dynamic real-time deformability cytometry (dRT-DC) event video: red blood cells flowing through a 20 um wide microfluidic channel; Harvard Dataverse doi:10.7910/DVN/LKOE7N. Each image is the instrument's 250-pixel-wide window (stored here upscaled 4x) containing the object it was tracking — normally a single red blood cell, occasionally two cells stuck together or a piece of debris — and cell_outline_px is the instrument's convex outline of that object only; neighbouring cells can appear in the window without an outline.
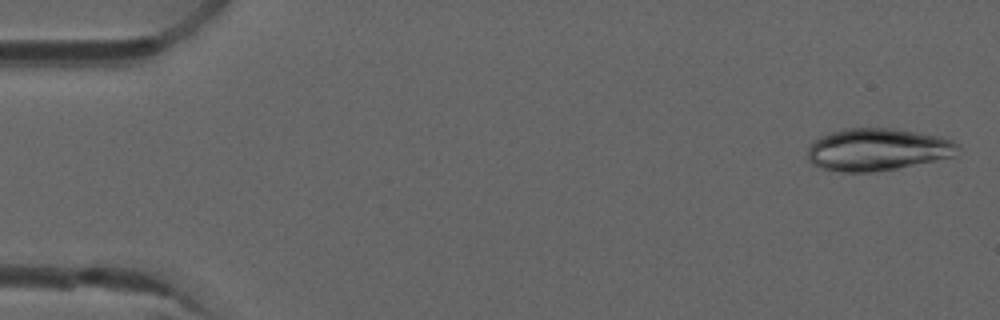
{"species": "common noctule bat (a hibernating species)", "species_latin": "Nyctalus noctula", "temperature_condition": "room temperature", "stored_images_in_passage": 11, "camera_frame_rate_fps": 3000, "um_per_image_px": 0.085, "animal": {"sex": "male", "forearm_length_mm": 52.5}, "frame": {"image": 1, "passage_image": 1, "time_ms": 0.0, "image_size_px": [1000, 320], "cell_outline_px": [[960, 148], [956, 156], [896, 168], [872, 172], [840, 172], [824, 168], [812, 164], [808, 160], [808, 148], [812, 140], [820, 136], [844, 128], [892, 128], [940, 136], [952, 140], [960, 144]], "centroid_in_image_um": [74.59, 12.7], "position_along_channel_um": 10.4, "area_um2": 37.22}}